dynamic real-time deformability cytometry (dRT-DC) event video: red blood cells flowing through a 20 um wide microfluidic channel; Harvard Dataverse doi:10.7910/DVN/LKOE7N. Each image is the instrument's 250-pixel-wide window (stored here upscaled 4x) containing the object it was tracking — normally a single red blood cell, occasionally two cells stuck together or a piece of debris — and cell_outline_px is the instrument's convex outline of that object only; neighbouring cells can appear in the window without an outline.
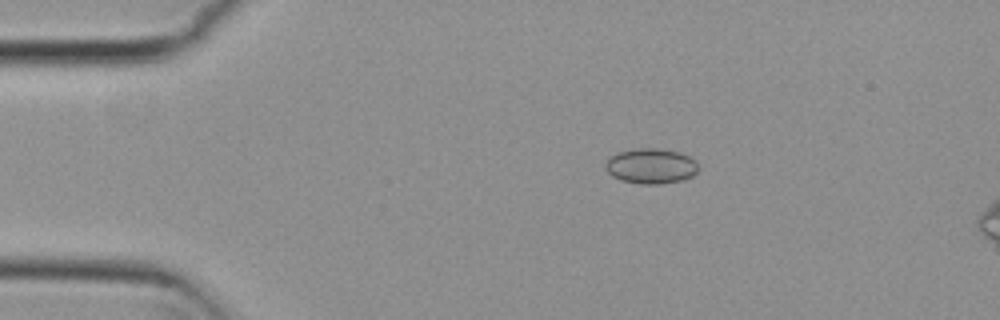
{"species": "common noctule bat (a hibernating species)", "species_latin": "Nyctalus noctula", "temperature_condition": "cold", "stored_images_in_passage": 6, "camera_frame_rate_fps": 3000, "um_per_image_px": 0.085, "animal": {"sex": "female", "body_mass_g": 29.2, "forearm_length_mm": 56.3}, "frame": {"image": 1, "passage_image": 4, "time_ms": 1.0, "image_size_px": [1000, 320], "cell_outline_px": [[696, 172], [692, 176], [684, 180], [660, 184], [640, 184], [620, 180], [612, 176], [604, 168], [604, 164], [612, 156], [620, 152], [636, 148], [656, 148], [676, 152], [688, 156], [696, 160]], "centroid_in_image_um": [55.31, 14.13], "position_along_channel_um": 29.7, "area_um2": 18.96}}